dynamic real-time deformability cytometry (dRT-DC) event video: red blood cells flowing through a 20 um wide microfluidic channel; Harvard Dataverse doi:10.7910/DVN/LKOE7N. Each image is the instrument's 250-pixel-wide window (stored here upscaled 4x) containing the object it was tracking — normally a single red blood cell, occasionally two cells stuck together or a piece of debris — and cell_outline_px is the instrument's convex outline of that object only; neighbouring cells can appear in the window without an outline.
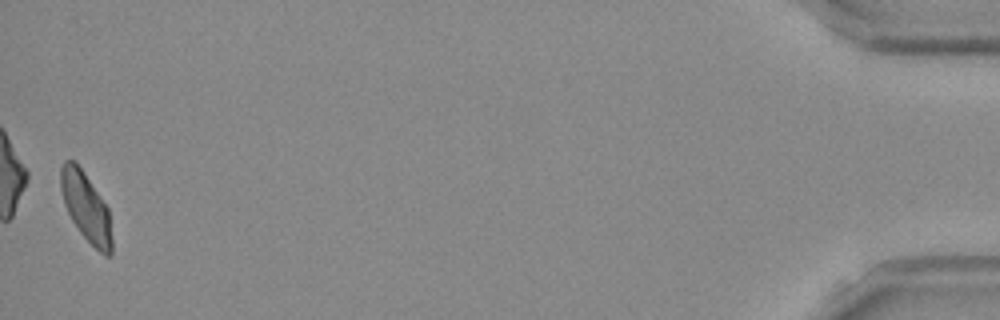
{"species": "Egyptian fruit bat (a non-hibernating species)", "species_latin": "Rousettus aegyptiacus", "temperature_condition": "room temperature", "stored_images_in_passage": 50, "camera_frame_rate_fps": 3000, "um_per_image_px": 0.085, "frame": {"image": 1, "passage_image": 50, "time_ms": 16.333, "image_size_px": [1000, 320], "cell_outline_px": [[112, 256], [104, 256], [80, 232], [72, 220], [64, 204], [60, 188], [60, 168], [64, 160], [72, 160], [84, 172], [108, 208], [112, 240]], "centroid_in_image_um": [7.3, 17.61], "position_along_channel_um": 427.9, "area_um2": 20.29}, "authors_computed_cell_mechanics": {"area_um2": 21.5883, "velocity_mm_per_s": 3.8192, "shape_relaxation_time_tau1_ms": 7.8893, "shape_relaxation_time_tau2_ms": 1.9478, "deformation_change_tau1": 0.1601, "deformation_change_tau2": 0.0639}}